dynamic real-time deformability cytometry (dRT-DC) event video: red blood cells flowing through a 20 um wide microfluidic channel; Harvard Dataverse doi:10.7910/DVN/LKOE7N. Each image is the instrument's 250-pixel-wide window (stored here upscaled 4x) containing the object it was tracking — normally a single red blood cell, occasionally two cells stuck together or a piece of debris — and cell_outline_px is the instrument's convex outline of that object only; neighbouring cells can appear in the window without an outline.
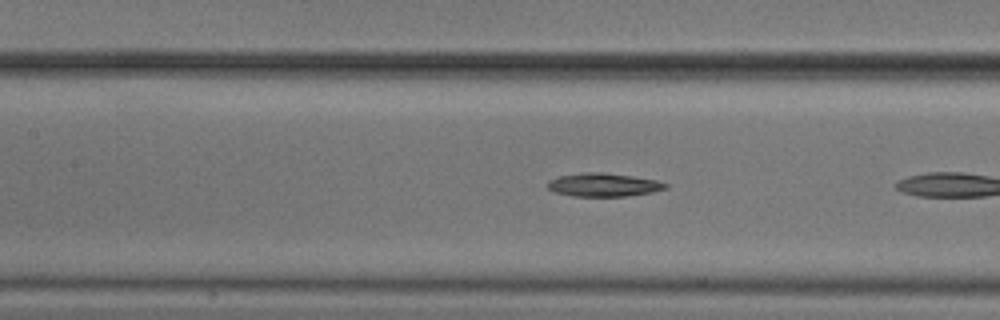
{"species": "common noctule bat (a hibernating species)", "species_latin": "Nyctalus noctula", "temperature_condition": "cold", "stored_images_in_passage": 9, "camera_frame_rate_fps": 3000, "um_per_image_px": 0.085, "animal": {"sex": "male", "body_mass_g": 20.5, "forearm_length_mm": 52.5}, "frame": {"image": 1, "passage_image": 8, "time_ms": 2.333, "image_size_px": [1000, 320], "cell_outline_px": [[668, 188], [652, 192], [624, 196], [572, 196], [556, 192], [548, 188], [544, 184], [548, 180], [560, 176], [584, 172], [600, 172], [632, 176], [656, 180], [668, 184]], "centroid_in_image_um": [51.27, 15.71], "position_along_channel_um": 156.1, "area_um2": 16.01}}